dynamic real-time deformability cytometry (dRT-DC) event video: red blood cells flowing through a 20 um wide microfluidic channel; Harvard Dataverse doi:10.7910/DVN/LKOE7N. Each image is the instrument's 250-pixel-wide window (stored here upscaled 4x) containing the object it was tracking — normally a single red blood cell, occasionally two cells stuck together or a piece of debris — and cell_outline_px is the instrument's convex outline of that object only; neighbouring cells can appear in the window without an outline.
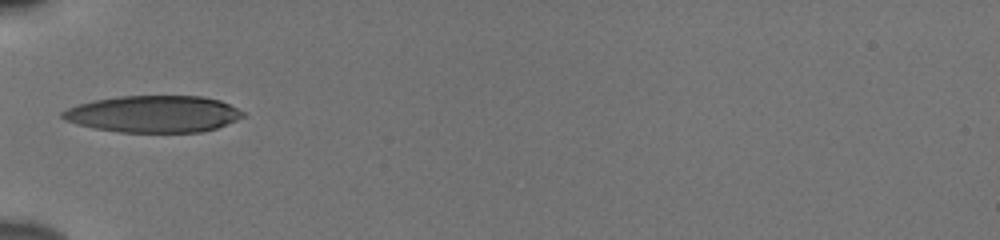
{"species": "human", "species_latin": "Homo sapiens", "temperature_condition": "cold", "stored_images_in_passage": 20, "camera_frame_rate_fps": 3000, "um_per_image_px": 0.085, "donor": {"sex": "male"}, "frame": {"image": 1, "passage_image": 1, "time_ms": 0.0, "image_size_px": [1000, 240], "cell_outline_px": [[244, 116], [236, 120], [216, 128], [200, 132], [120, 132], [92, 128], [76, 124], [64, 120], [60, 116], [60, 112], [68, 108], [92, 100], [120, 96], [204, 96], [220, 100], [244, 112]], "centroid_in_image_um": [13.01, 9.69], "position_along_channel_um": 72.0, "area_um2": 38.73}}
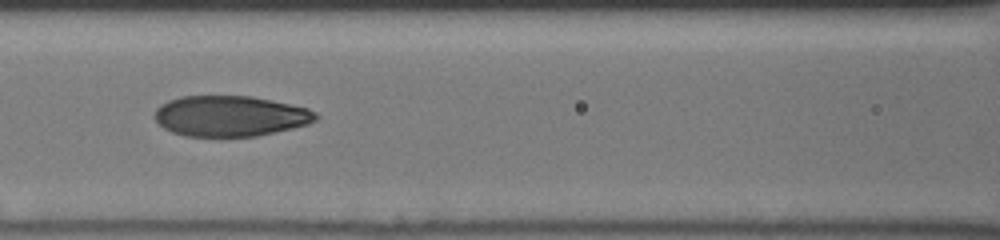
{"frame": {"image": 2, "passage_image": 7, "time_ms": 2.0, "image_size_px": [1000, 240], "cell_outline_px": [[320, 116], [316, 120], [308, 124], [292, 128], [256, 136], [184, 136], [172, 132], [164, 128], [152, 116], [156, 108], [160, 104], [168, 100], [180, 96], [252, 96], [272, 100], [308, 108], [316, 112]], "centroid_in_image_um": [19.55, 9.85], "position_along_channel_um": 147.0, "area_um2": 38.32}}
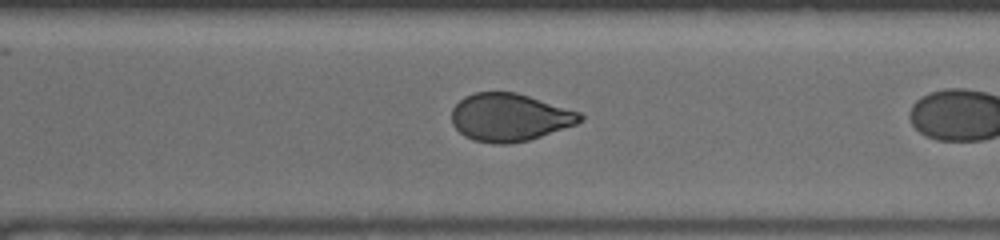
{"frame": {"image": 3, "passage_image": 18, "time_ms": 5.667, "image_size_px": [1000, 240], "cell_outline_px": [[584, 120], [576, 124], [528, 140], [508, 144], [496, 144], [472, 140], [464, 136], [452, 124], [452, 108], [464, 96], [476, 92], [516, 92], [580, 112], [584, 116]], "centroid_in_image_um": [43.3, 9.97], "position_along_channel_um": 327.3, "area_um2": 35.66}}